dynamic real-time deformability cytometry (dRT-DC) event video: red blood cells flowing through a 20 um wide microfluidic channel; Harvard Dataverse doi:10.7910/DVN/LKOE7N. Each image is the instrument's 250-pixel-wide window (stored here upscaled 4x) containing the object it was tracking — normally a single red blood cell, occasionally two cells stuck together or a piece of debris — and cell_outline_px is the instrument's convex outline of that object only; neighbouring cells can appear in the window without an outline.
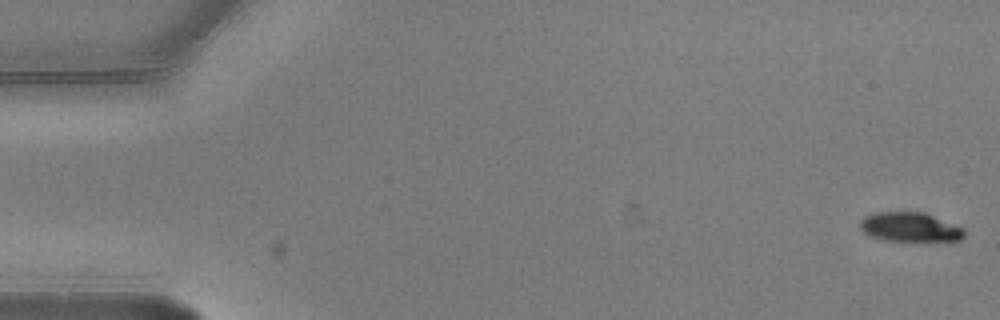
{"species": "common noctule bat (a hibernating species)", "species_latin": "Nyctalus noctula", "temperature_condition": "warm", "stored_images_in_passage": 4, "camera_frame_rate_fps": 3000, "um_per_image_px": 0.085, "animal": {"sex": "male", "body_mass_g": 20.5, "forearm_length_mm": 52.5}, "frame": {"image": 1, "passage_image": 1, "time_ms": 0.0, "image_size_px": [1000, 320], "cell_outline_px": [[964, 236], [960, 240], [880, 240], [868, 236], [860, 228], [860, 220], [864, 216], [876, 212], [924, 212], [964, 228]], "centroid_in_image_um": [77.3, 19.29], "position_along_channel_um": 7.7, "area_um2": 17.69}}
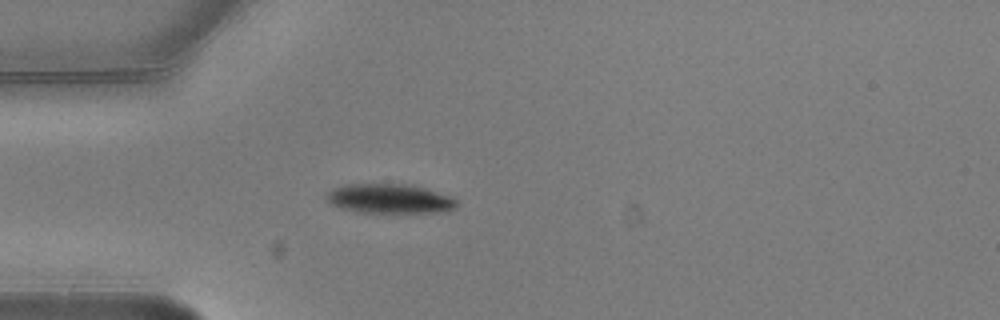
{"frame": {"image": 2, "passage_image": 4, "time_ms": 1.0, "image_size_px": [1000, 320], "cell_outline_px": [[456, 208], [444, 212], [356, 212], [340, 208], [332, 204], [324, 196], [324, 192], [332, 188], [344, 184], [412, 184], [448, 196], [456, 200]], "centroid_in_image_um": [33.04, 16.88], "position_along_channel_um": 52.0, "area_um2": 22.37}}